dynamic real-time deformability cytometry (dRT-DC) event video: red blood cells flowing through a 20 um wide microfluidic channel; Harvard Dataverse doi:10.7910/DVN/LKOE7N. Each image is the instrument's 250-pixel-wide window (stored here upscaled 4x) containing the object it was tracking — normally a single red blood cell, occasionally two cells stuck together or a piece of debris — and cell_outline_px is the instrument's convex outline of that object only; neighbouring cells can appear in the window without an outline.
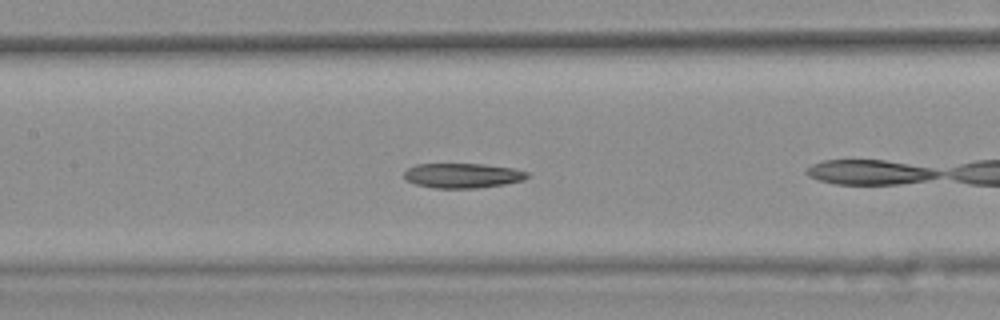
{"species": "common noctule bat (a hibernating species)", "species_latin": "Nyctalus noctula", "temperature_condition": "warm", "stored_images_in_passage": 20, "camera_frame_rate_fps": 3000, "um_per_image_px": 0.085, "animal": {"sex": "female", "body_mass_g": 25.1}, "frame": {"image": 1, "passage_image": 9, "time_ms": 2.667, "image_size_px": [1000, 320], "cell_outline_px": [[528, 176], [524, 180], [504, 184], [476, 188], [432, 188], [416, 184], [408, 180], [404, 176], [404, 172], [408, 168], [416, 164], [484, 164], [516, 168], [528, 172]], "centroid_in_image_um": [39.34, 14.92], "position_along_channel_um": 168.1, "area_um2": 17.8}}